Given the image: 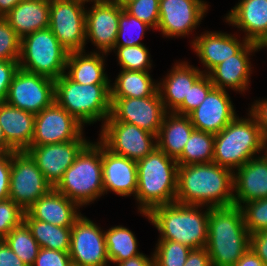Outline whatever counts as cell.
Listing matches in <instances>:
<instances>
[{
	"label": "cell",
	"instance_id": "cell-1",
	"mask_svg": "<svg viewBox=\"0 0 267 266\" xmlns=\"http://www.w3.org/2000/svg\"><path fill=\"white\" fill-rule=\"evenodd\" d=\"M233 173L214 162L178 166L175 202L203 207L231 206Z\"/></svg>",
	"mask_w": 267,
	"mask_h": 266
},
{
	"label": "cell",
	"instance_id": "cell-2",
	"mask_svg": "<svg viewBox=\"0 0 267 266\" xmlns=\"http://www.w3.org/2000/svg\"><path fill=\"white\" fill-rule=\"evenodd\" d=\"M206 245L212 266H234L250 248L241 207H209Z\"/></svg>",
	"mask_w": 267,
	"mask_h": 266
},
{
	"label": "cell",
	"instance_id": "cell-3",
	"mask_svg": "<svg viewBox=\"0 0 267 266\" xmlns=\"http://www.w3.org/2000/svg\"><path fill=\"white\" fill-rule=\"evenodd\" d=\"M137 163L138 211L149 213L158 206L175 202L178 164L157 147Z\"/></svg>",
	"mask_w": 267,
	"mask_h": 266
},
{
	"label": "cell",
	"instance_id": "cell-4",
	"mask_svg": "<svg viewBox=\"0 0 267 266\" xmlns=\"http://www.w3.org/2000/svg\"><path fill=\"white\" fill-rule=\"evenodd\" d=\"M200 207L173 202L143 215L159 231L158 240H171L198 249L206 247L208 241L209 207L204 213Z\"/></svg>",
	"mask_w": 267,
	"mask_h": 266
},
{
	"label": "cell",
	"instance_id": "cell-5",
	"mask_svg": "<svg viewBox=\"0 0 267 266\" xmlns=\"http://www.w3.org/2000/svg\"><path fill=\"white\" fill-rule=\"evenodd\" d=\"M235 117L221 132L215 134L213 162L232 171L243 166L257 153L267 149L256 119ZM234 169V170H233Z\"/></svg>",
	"mask_w": 267,
	"mask_h": 266
},
{
	"label": "cell",
	"instance_id": "cell-6",
	"mask_svg": "<svg viewBox=\"0 0 267 266\" xmlns=\"http://www.w3.org/2000/svg\"><path fill=\"white\" fill-rule=\"evenodd\" d=\"M111 84H78L65 73L55 80V102L83 126L111 114Z\"/></svg>",
	"mask_w": 267,
	"mask_h": 266
},
{
	"label": "cell",
	"instance_id": "cell-7",
	"mask_svg": "<svg viewBox=\"0 0 267 266\" xmlns=\"http://www.w3.org/2000/svg\"><path fill=\"white\" fill-rule=\"evenodd\" d=\"M54 188L80 207L104 195L102 143L89 141Z\"/></svg>",
	"mask_w": 267,
	"mask_h": 266
},
{
	"label": "cell",
	"instance_id": "cell-8",
	"mask_svg": "<svg viewBox=\"0 0 267 266\" xmlns=\"http://www.w3.org/2000/svg\"><path fill=\"white\" fill-rule=\"evenodd\" d=\"M69 52L50 28L21 38L19 68L56 80L66 71Z\"/></svg>",
	"mask_w": 267,
	"mask_h": 266
},
{
	"label": "cell",
	"instance_id": "cell-9",
	"mask_svg": "<svg viewBox=\"0 0 267 266\" xmlns=\"http://www.w3.org/2000/svg\"><path fill=\"white\" fill-rule=\"evenodd\" d=\"M99 135L100 142L108 150L136 162L157 147L155 134L136 125L116 121L111 115L103 122Z\"/></svg>",
	"mask_w": 267,
	"mask_h": 266
},
{
	"label": "cell",
	"instance_id": "cell-10",
	"mask_svg": "<svg viewBox=\"0 0 267 266\" xmlns=\"http://www.w3.org/2000/svg\"><path fill=\"white\" fill-rule=\"evenodd\" d=\"M52 188L26 151L12 152L9 198L23 211L26 212Z\"/></svg>",
	"mask_w": 267,
	"mask_h": 266
},
{
	"label": "cell",
	"instance_id": "cell-11",
	"mask_svg": "<svg viewBox=\"0 0 267 266\" xmlns=\"http://www.w3.org/2000/svg\"><path fill=\"white\" fill-rule=\"evenodd\" d=\"M84 6L80 0H50L49 28L69 53L85 51Z\"/></svg>",
	"mask_w": 267,
	"mask_h": 266
},
{
	"label": "cell",
	"instance_id": "cell-12",
	"mask_svg": "<svg viewBox=\"0 0 267 266\" xmlns=\"http://www.w3.org/2000/svg\"><path fill=\"white\" fill-rule=\"evenodd\" d=\"M54 94L55 80L19 68L5 102L36 115L55 101Z\"/></svg>",
	"mask_w": 267,
	"mask_h": 266
},
{
	"label": "cell",
	"instance_id": "cell-13",
	"mask_svg": "<svg viewBox=\"0 0 267 266\" xmlns=\"http://www.w3.org/2000/svg\"><path fill=\"white\" fill-rule=\"evenodd\" d=\"M104 230L86 216H80L71 227V263L76 266H108Z\"/></svg>",
	"mask_w": 267,
	"mask_h": 266
},
{
	"label": "cell",
	"instance_id": "cell-14",
	"mask_svg": "<svg viewBox=\"0 0 267 266\" xmlns=\"http://www.w3.org/2000/svg\"><path fill=\"white\" fill-rule=\"evenodd\" d=\"M167 111L159 91L144 98H111V116L157 136Z\"/></svg>",
	"mask_w": 267,
	"mask_h": 266
},
{
	"label": "cell",
	"instance_id": "cell-15",
	"mask_svg": "<svg viewBox=\"0 0 267 266\" xmlns=\"http://www.w3.org/2000/svg\"><path fill=\"white\" fill-rule=\"evenodd\" d=\"M83 125L55 101L35 115L31 146H41L76 140Z\"/></svg>",
	"mask_w": 267,
	"mask_h": 266
},
{
	"label": "cell",
	"instance_id": "cell-16",
	"mask_svg": "<svg viewBox=\"0 0 267 266\" xmlns=\"http://www.w3.org/2000/svg\"><path fill=\"white\" fill-rule=\"evenodd\" d=\"M203 0H160L157 30L165 37H180L191 33L208 11Z\"/></svg>",
	"mask_w": 267,
	"mask_h": 266
},
{
	"label": "cell",
	"instance_id": "cell-17",
	"mask_svg": "<svg viewBox=\"0 0 267 266\" xmlns=\"http://www.w3.org/2000/svg\"><path fill=\"white\" fill-rule=\"evenodd\" d=\"M83 134L69 142L30 146L26 150L53 188L73 164L78 153L89 142Z\"/></svg>",
	"mask_w": 267,
	"mask_h": 266
},
{
	"label": "cell",
	"instance_id": "cell-18",
	"mask_svg": "<svg viewBox=\"0 0 267 266\" xmlns=\"http://www.w3.org/2000/svg\"><path fill=\"white\" fill-rule=\"evenodd\" d=\"M188 116L195 129L217 134L237 115L226 89L214 87L200 106Z\"/></svg>",
	"mask_w": 267,
	"mask_h": 266
},
{
	"label": "cell",
	"instance_id": "cell-19",
	"mask_svg": "<svg viewBox=\"0 0 267 266\" xmlns=\"http://www.w3.org/2000/svg\"><path fill=\"white\" fill-rule=\"evenodd\" d=\"M123 8L117 4H93L86 10V42L90 41L101 53L111 52L119 30V18Z\"/></svg>",
	"mask_w": 267,
	"mask_h": 266
},
{
	"label": "cell",
	"instance_id": "cell-20",
	"mask_svg": "<svg viewBox=\"0 0 267 266\" xmlns=\"http://www.w3.org/2000/svg\"><path fill=\"white\" fill-rule=\"evenodd\" d=\"M264 153L233 173L234 205L241 207L248 201L267 198V151Z\"/></svg>",
	"mask_w": 267,
	"mask_h": 266
},
{
	"label": "cell",
	"instance_id": "cell-21",
	"mask_svg": "<svg viewBox=\"0 0 267 266\" xmlns=\"http://www.w3.org/2000/svg\"><path fill=\"white\" fill-rule=\"evenodd\" d=\"M262 47L256 43L248 42L236 55L224 60L209 73L215 88L225 90L230 88L239 93L245 92L249 87L251 62L250 53L260 51ZM254 51V52H253Z\"/></svg>",
	"mask_w": 267,
	"mask_h": 266
},
{
	"label": "cell",
	"instance_id": "cell-22",
	"mask_svg": "<svg viewBox=\"0 0 267 266\" xmlns=\"http://www.w3.org/2000/svg\"><path fill=\"white\" fill-rule=\"evenodd\" d=\"M102 181L104 194L113 191L120 196H135L137 190V163L117 155L102 144Z\"/></svg>",
	"mask_w": 267,
	"mask_h": 266
},
{
	"label": "cell",
	"instance_id": "cell-23",
	"mask_svg": "<svg viewBox=\"0 0 267 266\" xmlns=\"http://www.w3.org/2000/svg\"><path fill=\"white\" fill-rule=\"evenodd\" d=\"M225 20L246 32L244 38L248 42L262 48L267 45V0H240Z\"/></svg>",
	"mask_w": 267,
	"mask_h": 266
},
{
	"label": "cell",
	"instance_id": "cell-24",
	"mask_svg": "<svg viewBox=\"0 0 267 266\" xmlns=\"http://www.w3.org/2000/svg\"><path fill=\"white\" fill-rule=\"evenodd\" d=\"M191 42L201 63L207 68V70H203L204 74H208L230 56L236 55L248 43L245 38L241 42L234 34L216 31L204 32Z\"/></svg>",
	"mask_w": 267,
	"mask_h": 266
},
{
	"label": "cell",
	"instance_id": "cell-25",
	"mask_svg": "<svg viewBox=\"0 0 267 266\" xmlns=\"http://www.w3.org/2000/svg\"><path fill=\"white\" fill-rule=\"evenodd\" d=\"M177 63V64H176ZM163 81L158 83V91L167 112H174L184 100L193 84L204 74L188 62H176Z\"/></svg>",
	"mask_w": 267,
	"mask_h": 266
},
{
	"label": "cell",
	"instance_id": "cell-26",
	"mask_svg": "<svg viewBox=\"0 0 267 266\" xmlns=\"http://www.w3.org/2000/svg\"><path fill=\"white\" fill-rule=\"evenodd\" d=\"M80 206L52 188L40 197L27 212L36 220L45 221L56 226L72 227L82 215ZM80 212V213H79Z\"/></svg>",
	"mask_w": 267,
	"mask_h": 266
},
{
	"label": "cell",
	"instance_id": "cell-27",
	"mask_svg": "<svg viewBox=\"0 0 267 266\" xmlns=\"http://www.w3.org/2000/svg\"><path fill=\"white\" fill-rule=\"evenodd\" d=\"M35 114L0 102V125L8 146L14 152L26 151L34 133Z\"/></svg>",
	"mask_w": 267,
	"mask_h": 266
},
{
	"label": "cell",
	"instance_id": "cell-28",
	"mask_svg": "<svg viewBox=\"0 0 267 266\" xmlns=\"http://www.w3.org/2000/svg\"><path fill=\"white\" fill-rule=\"evenodd\" d=\"M50 0H23L5 17L15 33L24 36L49 28Z\"/></svg>",
	"mask_w": 267,
	"mask_h": 266
},
{
	"label": "cell",
	"instance_id": "cell-29",
	"mask_svg": "<svg viewBox=\"0 0 267 266\" xmlns=\"http://www.w3.org/2000/svg\"><path fill=\"white\" fill-rule=\"evenodd\" d=\"M194 129L188 115L167 112L156 136L157 148L176 160Z\"/></svg>",
	"mask_w": 267,
	"mask_h": 266
},
{
	"label": "cell",
	"instance_id": "cell-30",
	"mask_svg": "<svg viewBox=\"0 0 267 266\" xmlns=\"http://www.w3.org/2000/svg\"><path fill=\"white\" fill-rule=\"evenodd\" d=\"M85 51L68 54L65 74L78 84H111L105 71L106 53Z\"/></svg>",
	"mask_w": 267,
	"mask_h": 266
},
{
	"label": "cell",
	"instance_id": "cell-31",
	"mask_svg": "<svg viewBox=\"0 0 267 266\" xmlns=\"http://www.w3.org/2000/svg\"><path fill=\"white\" fill-rule=\"evenodd\" d=\"M149 71H120L115 82L110 85L111 98H144L158 91V82H154Z\"/></svg>",
	"mask_w": 267,
	"mask_h": 266
},
{
	"label": "cell",
	"instance_id": "cell-32",
	"mask_svg": "<svg viewBox=\"0 0 267 266\" xmlns=\"http://www.w3.org/2000/svg\"><path fill=\"white\" fill-rule=\"evenodd\" d=\"M23 222L30 229L40 248L70 251L71 227H61L36 220L27 211L24 213Z\"/></svg>",
	"mask_w": 267,
	"mask_h": 266
},
{
	"label": "cell",
	"instance_id": "cell-33",
	"mask_svg": "<svg viewBox=\"0 0 267 266\" xmlns=\"http://www.w3.org/2000/svg\"><path fill=\"white\" fill-rule=\"evenodd\" d=\"M104 235L110 262L117 264L142 254L137 250V239L134 233L128 228L121 225L114 226L107 231L104 230Z\"/></svg>",
	"mask_w": 267,
	"mask_h": 266
},
{
	"label": "cell",
	"instance_id": "cell-34",
	"mask_svg": "<svg viewBox=\"0 0 267 266\" xmlns=\"http://www.w3.org/2000/svg\"><path fill=\"white\" fill-rule=\"evenodd\" d=\"M214 141L215 134L194 129L176 159L178 166L213 162Z\"/></svg>",
	"mask_w": 267,
	"mask_h": 266
},
{
	"label": "cell",
	"instance_id": "cell-35",
	"mask_svg": "<svg viewBox=\"0 0 267 266\" xmlns=\"http://www.w3.org/2000/svg\"><path fill=\"white\" fill-rule=\"evenodd\" d=\"M3 240L27 266H33L40 246L24 222L13 228Z\"/></svg>",
	"mask_w": 267,
	"mask_h": 266
},
{
	"label": "cell",
	"instance_id": "cell-36",
	"mask_svg": "<svg viewBox=\"0 0 267 266\" xmlns=\"http://www.w3.org/2000/svg\"><path fill=\"white\" fill-rule=\"evenodd\" d=\"M118 26L119 30L114 47L144 45L140 41L143 38L145 31L151 28L138 18L128 14L124 9L120 14ZM127 33H129V36H126L128 35ZM138 39H140V41Z\"/></svg>",
	"mask_w": 267,
	"mask_h": 266
},
{
	"label": "cell",
	"instance_id": "cell-37",
	"mask_svg": "<svg viewBox=\"0 0 267 266\" xmlns=\"http://www.w3.org/2000/svg\"><path fill=\"white\" fill-rule=\"evenodd\" d=\"M153 252L155 266H184L190 247L171 240H158Z\"/></svg>",
	"mask_w": 267,
	"mask_h": 266
},
{
	"label": "cell",
	"instance_id": "cell-38",
	"mask_svg": "<svg viewBox=\"0 0 267 266\" xmlns=\"http://www.w3.org/2000/svg\"><path fill=\"white\" fill-rule=\"evenodd\" d=\"M117 50L118 64L121 69L134 71H149L152 67V60L145 45H134L125 47H114Z\"/></svg>",
	"mask_w": 267,
	"mask_h": 266
},
{
	"label": "cell",
	"instance_id": "cell-39",
	"mask_svg": "<svg viewBox=\"0 0 267 266\" xmlns=\"http://www.w3.org/2000/svg\"><path fill=\"white\" fill-rule=\"evenodd\" d=\"M241 206L248 233L254 234L267 229V198L248 201Z\"/></svg>",
	"mask_w": 267,
	"mask_h": 266
},
{
	"label": "cell",
	"instance_id": "cell-40",
	"mask_svg": "<svg viewBox=\"0 0 267 266\" xmlns=\"http://www.w3.org/2000/svg\"><path fill=\"white\" fill-rule=\"evenodd\" d=\"M214 88L208 74H203L190 88L188 93V100L183 103L174 111L180 115H188L194 109L200 106L205 100L207 94Z\"/></svg>",
	"mask_w": 267,
	"mask_h": 266
},
{
	"label": "cell",
	"instance_id": "cell-41",
	"mask_svg": "<svg viewBox=\"0 0 267 266\" xmlns=\"http://www.w3.org/2000/svg\"><path fill=\"white\" fill-rule=\"evenodd\" d=\"M159 1L160 0H135L123 9L130 15L138 18L156 29L159 24Z\"/></svg>",
	"mask_w": 267,
	"mask_h": 266
},
{
	"label": "cell",
	"instance_id": "cell-42",
	"mask_svg": "<svg viewBox=\"0 0 267 266\" xmlns=\"http://www.w3.org/2000/svg\"><path fill=\"white\" fill-rule=\"evenodd\" d=\"M21 38L8 22L0 17V60H19Z\"/></svg>",
	"mask_w": 267,
	"mask_h": 266
},
{
	"label": "cell",
	"instance_id": "cell-43",
	"mask_svg": "<svg viewBox=\"0 0 267 266\" xmlns=\"http://www.w3.org/2000/svg\"><path fill=\"white\" fill-rule=\"evenodd\" d=\"M23 211L12 199L0 201V239L23 222Z\"/></svg>",
	"mask_w": 267,
	"mask_h": 266
},
{
	"label": "cell",
	"instance_id": "cell-44",
	"mask_svg": "<svg viewBox=\"0 0 267 266\" xmlns=\"http://www.w3.org/2000/svg\"><path fill=\"white\" fill-rule=\"evenodd\" d=\"M69 252L40 248L33 266H71Z\"/></svg>",
	"mask_w": 267,
	"mask_h": 266
},
{
	"label": "cell",
	"instance_id": "cell-45",
	"mask_svg": "<svg viewBox=\"0 0 267 266\" xmlns=\"http://www.w3.org/2000/svg\"><path fill=\"white\" fill-rule=\"evenodd\" d=\"M18 69V60H0V102H5L9 86Z\"/></svg>",
	"mask_w": 267,
	"mask_h": 266
},
{
	"label": "cell",
	"instance_id": "cell-46",
	"mask_svg": "<svg viewBox=\"0 0 267 266\" xmlns=\"http://www.w3.org/2000/svg\"><path fill=\"white\" fill-rule=\"evenodd\" d=\"M12 152L0 153V201L9 198Z\"/></svg>",
	"mask_w": 267,
	"mask_h": 266
},
{
	"label": "cell",
	"instance_id": "cell-47",
	"mask_svg": "<svg viewBox=\"0 0 267 266\" xmlns=\"http://www.w3.org/2000/svg\"><path fill=\"white\" fill-rule=\"evenodd\" d=\"M249 112L256 119L257 125L267 142V99L259 101L256 100V102L251 106Z\"/></svg>",
	"mask_w": 267,
	"mask_h": 266
},
{
	"label": "cell",
	"instance_id": "cell-48",
	"mask_svg": "<svg viewBox=\"0 0 267 266\" xmlns=\"http://www.w3.org/2000/svg\"><path fill=\"white\" fill-rule=\"evenodd\" d=\"M250 248L267 266V229L250 235Z\"/></svg>",
	"mask_w": 267,
	"mask_h": 266
},
{
	"label": "cell",
	"instance_id": "cell-49",
	"mask_svg": "<svg viewBox=\"0 0 267 266\" xmlns=\"http://www.w3.org/2000/svg\"><path fill=\"white\" fill-rule=\"evenodd\" d=\"M0 266H27L3 239H0Z\"/></svg>",
	"mask_w": 267,
	"mask_h": 266
},
{
	"label": "cell",
	"instance_id": "cell-50",
	"mask_svg": "<svg viewBox=\"0 0 267 266\" xmlns=\"http://www.w3.org/2000/svg\"><path fill=\"white\" fill-rule=\"evenodd\" d=\"M184 266H212L206 247L192 249Z\"/></svg>",
	"mask_w": 267,
	"mask_h": 266
},
{
	"label": "cell",
	"instance_id": "cell-51",
	"mask_svg": "<svg viewBox=\"0 0 267 266\" xmlns=\"http://www.w3.org/2000/svg\"><path fill=\"white\" fill-rule=\"evenodd\" d=\"M234 266H266L262 260L249 248Z\"/></svg>",
	"mask_w": 267,
	"mask_h": 266
},
{
	"label": "cell",
	"instance_id": "cell-52",
	"mask_svg": "<svg viewBox=\"0 0 267 266\" xmlns=\"http://www.w3.org/2000/svg\"><path fill=\"white\" fill-rule=\"evenodd\" d=\"M118 266H155L153 255L148 257L143 253L135 256L133 258H129L128 260L117 263Z\"/></svg>",
	"mask_w": 267,
	"mask_h": 266
},
{
	"label": "cell",
	"instance_id": "cell-53",
	"mask_svg": "<svg viewBox=\"0 0 267 266\" xmlns=\"http://www.w3.org/2000/svg\"><path fill=\"white\" fill-rule=\"evenodd\" d=\"M21 1L23 0H0V17H5Z\"/></svg>",
	"mask_w": 267,
	"mask_h": 266
},
{
	"label": "cell",
	"instance_id": "cell-54",
	"mask_svg": "<svg viewBox=\"0 0 267 266\" xmlns=\"http://www.w3.org/2000/svg\"><path fill=\"white\" fill-rule=\"evenodd\" d=\"M8 152H14L9 146L8 142L6 141L1 125H0V153H8Z\"/></svg>",
	"mask_w": 267,
	"mask_h": 266
},
{
	"label": "cell",
	"instance_id": "cell-55",
	"mask_svg": "<svg viewBox=\"0 0 267 266\" xmlns=\"http://www.w3.org/2000/svg\"><path fill=\"white\" fill-rule=\"evenodd\" d=\"M84 5L85 2H94V4H110L113 0H80Z\"/></svg>",
	"mask_w": 267,
	"mask_h": 266
},
{
	"label": "cell",
	"instance_id": "cell-56",
	"mask_svg": "<svg viewBox=\"0 0 267 266\" xmlns=\"http://www.w3.org/2000/svg\"><path fill=\"white\" fill-rule=\"evenodd\" d=\"M135 0H113L112 3L117 4L119 7L124 8L126 5L130 4Z\"/></svg>",
	"mask_w": 267,
	"mask_h": 266
}]
</instances>
